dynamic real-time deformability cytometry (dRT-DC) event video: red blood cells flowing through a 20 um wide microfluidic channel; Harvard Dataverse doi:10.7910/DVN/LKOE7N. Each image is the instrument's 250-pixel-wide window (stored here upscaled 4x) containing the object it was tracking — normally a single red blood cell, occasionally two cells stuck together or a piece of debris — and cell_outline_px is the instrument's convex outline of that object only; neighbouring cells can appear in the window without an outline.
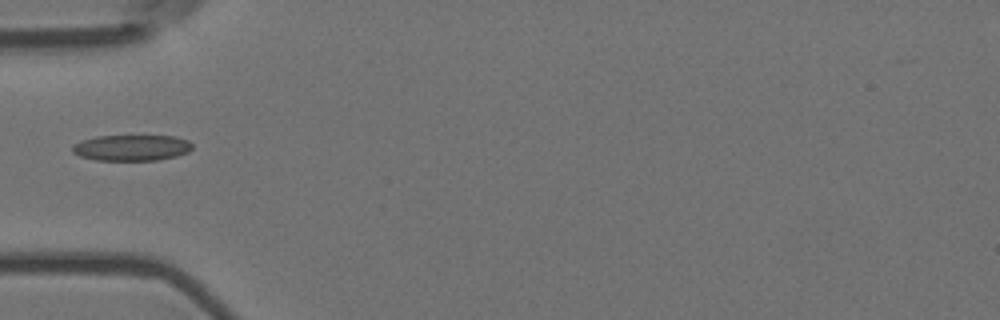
{"species": "Egyptian fruit bat (a non-hibernating species)", "species_latin": "Rousettus aegyptiacus", "temperature_condition": "room temperature", "stored_images_in_passage": 30, "camera_frame_rate_fps": 3000, "um_per_image_px": 0.085, "animal": {"sex": "female"}, "frame": {"image": 1, "passage_image": 1, "time_ms": 0.0, "image_size_px": [1000, 320], "cell_outline_px": [[192, 148], [188, 152], [176, 156], [156, 160], [96, 160], [80, 156], [72, 152], [72, 144], [80, 140], [96, 136], [176, 136], [188, 140], [192, 144]], "centroid_in_image_um": [11.16, 12.55], "position_along_channel_um": 73.8, "area_um2": 18.21}}
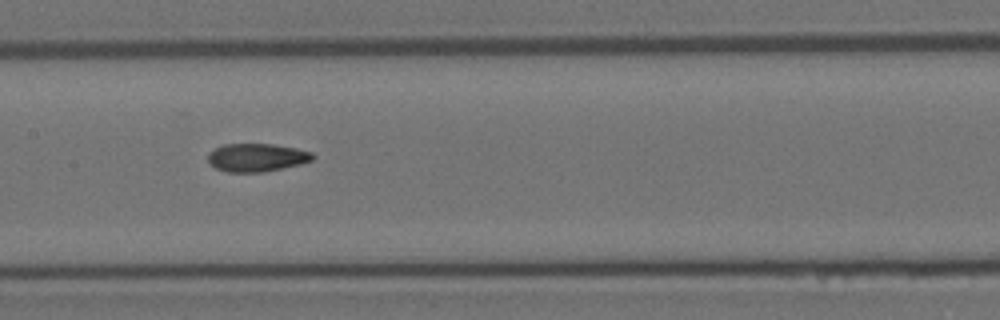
{"frame": {"image": 2, "passage_image": 10, "time_ms": 3.0, "image_size_px": [1000, 320], "cell_outline_px": [[316, 156], [312, 160], [300, 164], [264, 172], [228, 172], [216, 168], [208, 160], [208, 152], [224, 144], [272, 144], [296, 148], [312, 152]], "centroid_in_image_um": [21.84, 13.38], "position_along_channel_um": 185.6, "area_um2": 17.11}}
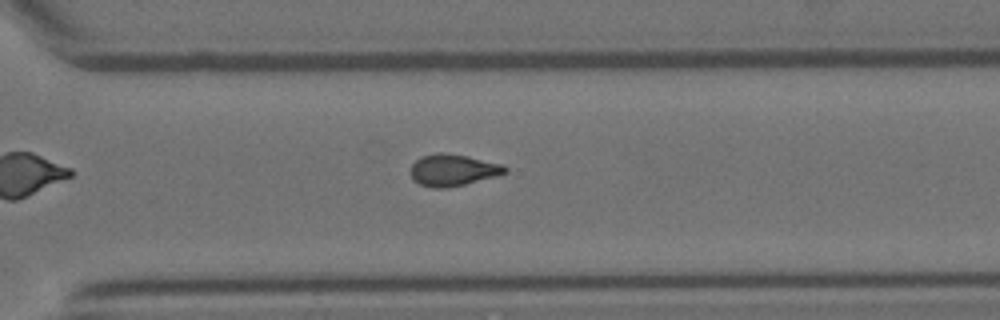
{"frame": {"image": 3, "passage_image": 22, "time_ms": 7.0, "image_size_px": [1000, 320], "cell_outline_px": [[508, 172], [496, 176], [448, 188], [432, 188], [420, 184], [412, 180], [412, 164], [416, 160], [424, 156], [436, 152], [440, 152], [468, 156], [504, 164], [508, 168]], "centroid_in_image_um": [38.53, 14.45], "position_along_channel_um": 332.1, "area_um2": 17.46}}